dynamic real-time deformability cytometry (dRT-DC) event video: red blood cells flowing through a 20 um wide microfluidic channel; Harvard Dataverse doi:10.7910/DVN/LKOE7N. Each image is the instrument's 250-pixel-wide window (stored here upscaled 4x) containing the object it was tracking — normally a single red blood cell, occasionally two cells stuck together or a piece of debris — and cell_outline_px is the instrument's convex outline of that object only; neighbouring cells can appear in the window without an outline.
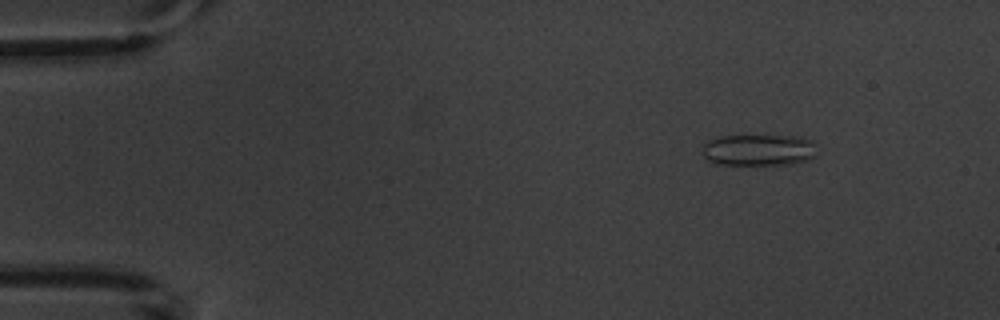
{"species": "common noctule bat (a hibernating species)", "species_latin": "Nyctalus noctula", "temperature_condition": "warm", "stored_images_in_passage": 4, "camera_frame_rate_fps": 3000, "um_per_image_px": 0.085, "animal": {"sex": "male", "body_mass_g": 20.1, "forearm_length_mm": 53.5}, "frame": {"image": 1, "passage_image": 2, "time_ms": 1.667, "image_size_px": [1000, 320], "cell_outline_px": [[816, 156], [808, 160], [788, 164], [716, 164], [708, 160], [704, 156], [704, 144], [708, 140], [724, 136], [800, 136], [808, 140], [812, 144]], "centroid_in_image_um": [64.47, 12.75], "position_along_channel_um": 20.5, "area_um2": 20.63}}
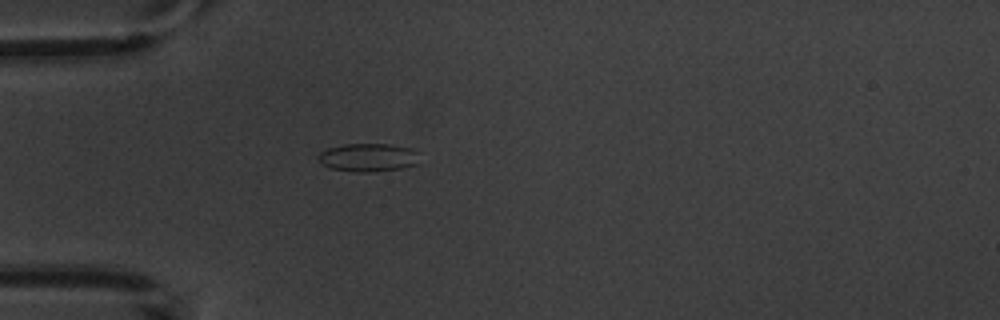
{"frame": {"image": 2, "passage_image": 4, "time_ms": 4.667, "image_size_px": [1000, 320], "cell_outline_px": [[420, 164], [400, 168], [368, 172], [352, 172], [332, 168], [324, 164], [316, 156], [320, 152], [328, 148], [344, 144], [388, 144], [412, 148], [416, 152]], "centroid_in_image_um": [31.31, 13.38], "position_along_channel_um": 53.7, "area_um2": 16.59}}